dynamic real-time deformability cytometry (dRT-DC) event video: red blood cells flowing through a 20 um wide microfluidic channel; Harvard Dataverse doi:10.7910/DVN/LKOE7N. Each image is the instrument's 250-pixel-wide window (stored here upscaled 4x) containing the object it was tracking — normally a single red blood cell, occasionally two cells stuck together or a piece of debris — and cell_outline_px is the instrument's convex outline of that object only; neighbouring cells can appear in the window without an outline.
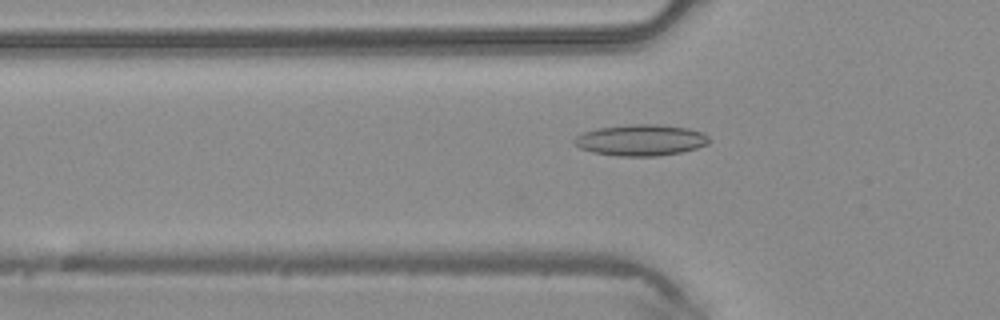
{"species": "common noctule bat (a hibernating species)", "species_latin": "Nyctalus noctula", "temperature_condition": "warm", "stored_images_in_passage": 29, "camera_frame_rate_fps": 3000, "um_per_image_px": 0.085, "animal": {"sex": "male", "body_mass_g": 20.4}, "frame": {"image": 1, "passage_image": 2, "time_ms": 0.333, "image_size_px": [1000, 320], "cell_outline_px": [[712, 140], [708, 144], [696, 148], [680, 152], [656, 156], [616, 156], [592, 152], [580, 148], [572, 144], [572, 140], [576, 136], [584, 132], [596, 128], [628, 124], [660, 124], [688, 128], [700, 132], [708, 136]], "centroid_in_image_um": [54.44, 11.9], "position_along_channel_um": 71.4, "area_um2": 24.74}}
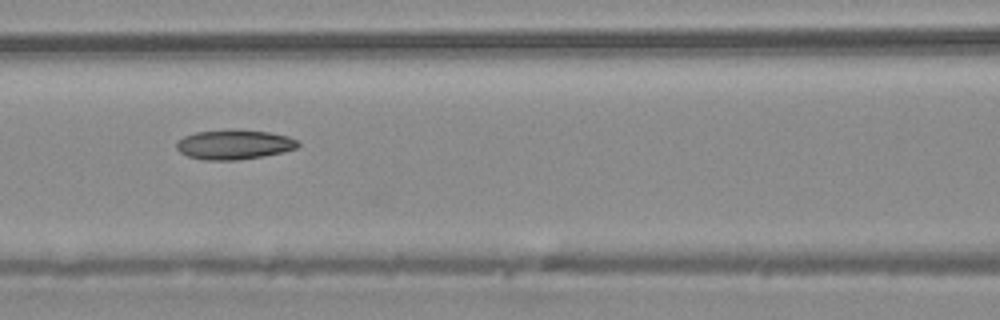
{"frame": {"image": 2, "passage_image": 7, "time_ms": 2.0, "image_size_px": [1000, 320], "cell_outline_px": [[300, 144], [296, 148], [284, 152], [264, 156], [236, 160], [204, 160], [188, 156], [180, 152], [176, 148], [176, 144], [184, 136], [196, 132], [268, 132], [288, 136], [296, 140]], "centroid_in_image_um": [19.91, 12.34], "position_along_channel_um": 146.7, "area_um2": 20.11}}
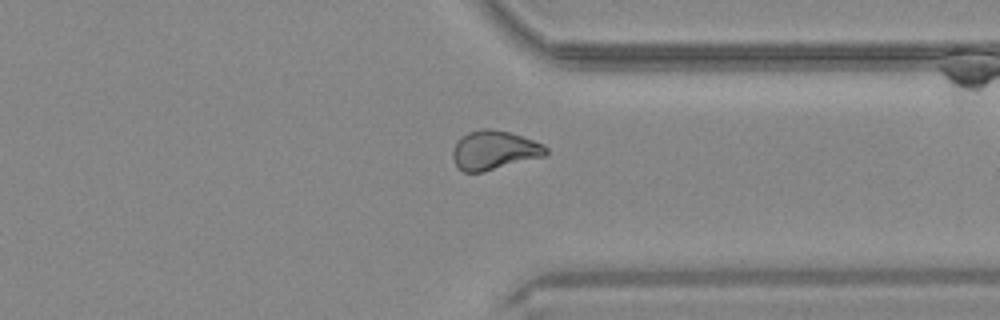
{"frame": {"image": 3, "passage_image": 22, "time_ms": 7.0, "image_size_px": [1000, 320], "cell_outline_px": [[548, 152], [544, 156], [484, 172], [464, 172], [456, 164], [452, 156], [452, 148], [456, 140], [460, 136], [468, 132], [484, 128], [488, 128], [508, 132], [532, 140], [548, 148]], "centroid_in_image_um": [41.95, 12.77], "position_along_channel_um": 369.4, "area_um2": 21.1}}